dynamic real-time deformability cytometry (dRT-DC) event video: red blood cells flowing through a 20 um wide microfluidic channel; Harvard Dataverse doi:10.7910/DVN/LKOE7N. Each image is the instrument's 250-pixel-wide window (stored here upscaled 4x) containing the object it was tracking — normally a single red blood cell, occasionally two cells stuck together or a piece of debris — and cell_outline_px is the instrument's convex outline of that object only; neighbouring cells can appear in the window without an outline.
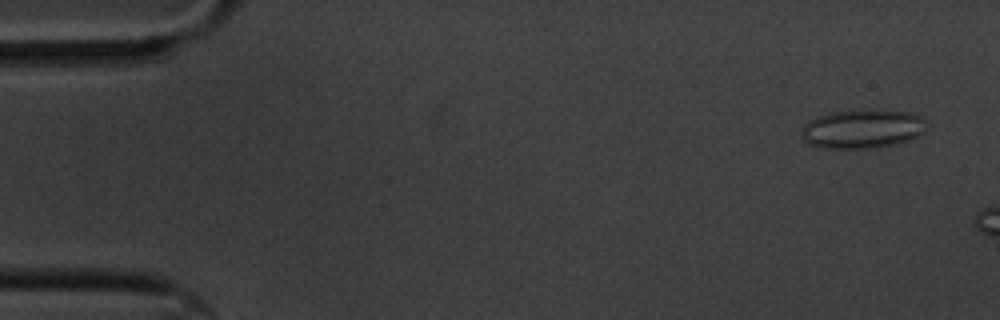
{"species": "common noctule bat (a hibernating species)", "species_latin": "Nyctalus noctula", "temperature_condition": "cold", "stored_images_in_passage": 3, "camera_frame_rate_fps": 3000, "um_per_image_px": 0.085, "animal": {"sex": "male", "body_mass_g": 20.1, "forearm_length_mm": 53.5}, "frame": {"image": 1, "passage_image": 1, "time_ms": 0.0, "image_size_px": [1000, 320], "cell_outline_px": [[928, 124], [924, 132], [912, 140], [896, 144], [876, 148], [820, 148], [808, 144], [804, 140], [800, 132], [804, 124], [808, 120], [816, 116], [828, 112], [912, 112], [920, 116]], "centroid_in_image_um": [73.29, 11.0], "position_along_channel_um": 11.7, "area_um2": 28.15}}